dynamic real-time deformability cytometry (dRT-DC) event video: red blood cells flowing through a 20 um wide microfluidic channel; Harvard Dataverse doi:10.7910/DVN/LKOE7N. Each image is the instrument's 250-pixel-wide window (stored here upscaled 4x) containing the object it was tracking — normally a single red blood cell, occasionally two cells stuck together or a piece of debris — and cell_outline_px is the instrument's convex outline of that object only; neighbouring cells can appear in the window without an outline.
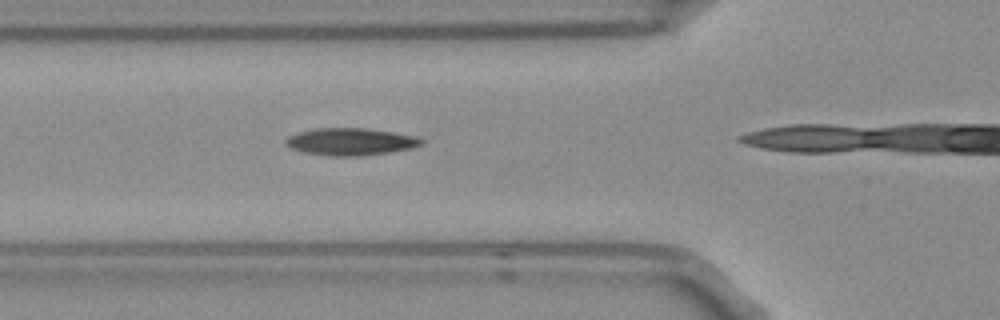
{"species": "Egyptian fruit bat (a non-hibernating species)", "species_latin": "Rousettus aegyptiacus", "temperature_condition": "room temperature", "stored_images_in_passage": 3, "camera_frame_rate_fps": 3000, "um_per_image_px": 0.085, "frame": {"image": 1, "passage_image": 2, "time_ms": 0.333, "image_size_px": [1000, 320], "cell_outline_px": [[424, 144], [412, 148], [388, 152], [360, 156], [332, 156], [304, 152], [292, 148], [284, 144], [284, 140], [288, 136], [300, 132], [316, 128], [368, 128], [392, 132], [412, 136], [424, 140]], "centroid_in_image_um": [29.78, 12.04], "position_along_channel_um": 96.0, "area_um2": 21.39}}